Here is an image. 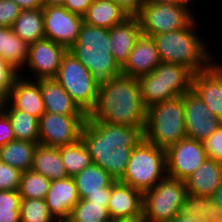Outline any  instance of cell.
<instances>
[{"mask_svg":"<svg viewBox=\"0 0 222 222\" xmlns=\"http://www.w3.org/2000/svg\"><path fill=\"white\" fill-rule=\"evenodd\" d=\"M81 139L93 164L118 181L126 171L132 150L144 139V129L87 119Z\"/></svg>","mask_w":222,"mask_h":222,"instance_id":"cell-1","label":"cell"},{"mask_svg":"<svg viewBox=\"0 0 222 222\" xmlns=\"http://www.w3.org/2000/svg\"><path fill=\"white\" fill-rule=\"evenodd\" d=\"M146 109L138 78L120 75L98 88L95 107L87 119L144 129Z\"/></svg>","mask_w":222,"mask_h":222,"instance_id":"cell-2","label":"cell"},{"mask_svg":"<svg viewBox=\"0 0 222 222\" xmlns=\"http://www.w3.org/2000/svg\"><path fill=\"white\" fill-rule=\"evenodd\" d=\"M92 74L98 88L122 75L121 67L111 54L109 29L82 24L76 42L67 50Z\"/></svg>","mask_w":222,"mask_h":222,"instance_id":"cell-3","label":"cell"},{"mask_svg":"<svg viewBox=\"0 0 222 222\" xmlns=\"http://www.w3.org/2000/svg\"><path fill=\"white\" fill-rule=\"evenodd\" d=\"M196 25L194 18L185 28L151 36L163 63L180 64L197 73L216 60L206 40L197 35Z\"/></svg>","mask_w":222,"mask_h":222,"instance_id":"cell-4","label":"cell"},{"mask_svg":"<svg viewBox=\"0 0 222 222\" xmlns=\"http://www.w3.org/2000/svg\"><path fill=\"white\" fill-rule=\"evenodd\" d=\"M187 137L183 95L146 109L144 139L166 149Z\"/></svg>","mask_w":222,"mask_h":222,"instance_id":"cell-5","label":"cell"},{"mask_svg":"<svg viewBox=\"0 0 222 222\" xmlns=\"http://www.w3.org/2000/svg\"><path fill=\"white\" fill-rule=\"evenodd\" d=\"M193 74L186 66L161 62L151 73L138 78L144 106L187 93L192 89Z\"/></svg>","mask_w":222,"mask_h":222,"instance_id":"cell-6","label":"cell"},{"mask_svg":"<svg viewBox=\"0 0 222 222\" xmlns=\"http://www.w3.org/2000/svg\"><path fill=\"white\" fill-rule=\"evenodd\" d=\"M167 176L166 151L145 139L133 150L120 182L144 193Z\"/></svg>","mask_w":222,"mask_h":222,"instance_id":"cell-7","label":"cell"},{"mask_svg":"<svg viewBox=\"0 0 222 222\" xmlns=\"http://www.w3.org/2000/svg\"><path fill=\"white\" fill-rule=\"evenodd\" d=\"M186 195L184 180L166 176L143 193L142 222H171L181 212Z\"/></svg>","mask_w":222,"mask_h":222,"instance_id":"cell-8","label":"cell"},{"mask_svg":"<svg viewBox=\"0 0 222 222\" xmlns=\"http://www.w3.org/2000/svg\"><path fill=\"white\" fill-rule=\"evenodd\" d=\"M55 79L88 116L94 109L98 97V87L92 79L91 72L67 51L62 57Z\"/></svg>","mask_w":222,"mask_h":222,"instance_id":"cell-9","label":"cell"},{"mask_svg":"<svg viewBox=\"0 0 222 222\" xmlns=\"http://www.w3.org/2000/svg\"><path fill=\"white\" fill-rule=\"evenodd\" d=\"M189 7L191 5L146 3L136 15L142 35L151 37L185 28L195 18Z\"/></svg>","mask_w":222,"mask_h":222,"instance_id":"cell-10","label":"cell"},{"mask_svg":"<svg viewBox=\"0 0 222 222\" xmlns=\"http://www.w3.org/2000/svg\"><path fill=\"white\" fill-rule=\"evenodd\" d=\"M87 117L45 112L39 119V144L59 148L78 141Z\"/></svg>","mask_w":222,"mask_h":222,"instance_id":"cell-11","label":"cell"},{"mask_svg":"<svg viewBox=\"0 0 222 222\" xmlns=\"http://www.w3.org/2000/svg\"><path fill=\"white\" fill-rule=\"evenodd\" d=\"M165 151L167 176L184 181L208 158L203 143L188 137Z\"/></svg>","mask_w":222,"mask_h":222,"instance_id":"cell-12","label":"cell"},{"mask_svg":"<svg viewBox=\"0 0 222 222\" xmlns=\"http://www.w3.org/2000/svg\"><path fill=\"white\" fill-rule=\"evenodd\" d=\"M43 23L45 38L64 46L67 50L76 42L83 17L64 6H44Z\"/></svg>","mask_w":222,"mask_h":222,"instance_id":"cell-13","label":"cell"},{"mask_svg":"<svg viewBox=\"0 0 222 222\" xmlns=\"http://www.w3.org/2000/svg\"><path fill=\"white\" fill-rule=\"evenodd\" d=\"M187 137L203 142L222 126L202 99L192 89L183 94Z\"/></svg>","mask_w":222,"mask_h":222,"instance_id":"cell-14","label":"cell"},{"mask_svg":"<svg viewBox=\"0 0 222 222\" xmlns=\"http://www.w3.org/2000/svg\"><path fill=\"white\" fill-rule=\"evenodd\" d=\"M67 49L48 38L40 39L28 46L25 67L35 73L33 80L55 78ZM35 78V79H34Z\"/></svg>","mask_w":222,"mask_h":222,"instance_id":"cell-15","label":"cell"},{"mask_svg":"<svg viewBox=\"0 0 222 222\" xmlns=\"http://www.w3.org/2000/svg\"><path fill=\"white\" fill-rule=\"evenodd\" d=\"M108 211L112 219L120 222H142L143 193L122 182L112 184Z\"/></svg>","mask_w":222,"mask_h":222,"instance_id":"cell-16","label":"cell"},{"mask_svg":"<svg viewBox=\"0 0 222 222\" xmlns=\"http://www.w3.org/2000/svg\"><path fill=\"white\" fill-rule=\"evenodd\" d=\"M192 90L213 114L222 120V65L216 60L206 69L193 74Z\"/></svg>","mask_w":222,"mask_h":222,"instance_id":"cell-17","label":"cell"},{"mask_svg":"<svg viewBox=\"0 0 222 222\" xmlns=\"http://www.w3.org/2000/svg\"><path fill=\"white\" fill-rule=\"evenodd\" d=\"M161 62L152 37L141 34L136 40L127 61L121 67L122 75L139 78L151 73Z\"/></svg>","mask_w":222,"mask_h":222,"instance_id":"cell-18","label":"cell"},{"mask_svg":"<svg viewBox=\"0 0 222 222\" xmlns=\"http://www.w3.org/2000/svg\"><path fill=\"white\" fill-rule=\"evenodd\" d=\"M19 74L12 84L8 103L15 109L27 112L38 119L45 113L40 80L33 81Z\"/></svg>","mask_w":222,"mask_h":222,"instance_id":"cell-19","label":"cell"},{"mask_svg":"<svg viewBox=\"0 0 222 222\" xmlns=\"http://www.w3.org/2000/svg\"><path fill=\"white\" fill-rule=\"evenodd\" d=\"M45 200L48 211L55 221L68 219L72 209L80 200L73 178L68 176L52 180Z\"/></svg>","mask_w":222,"mask_h":222,"instance_id":"cell-20","label":"cell"},{"mask_svg":"<svg viewBox=\"0 0 222 222\" xmlns=\"http://www.w3.org/2000/svg\"><path fill=\"white\" fill-rule=\"evenodd\" d=\"M140 21L137 16H129L123 22L109 29L111 54L122 67L141 35Z\"/></svg>","mask_w":222,"mask_h":222,"instance_id":"cell-21","label":"cell"},{"mask_svg":"<svg viewBox=\"0 0 222 222\" xmlns=\"http://www.w3.org/2000/svg\"><path fill=\"white\" fill-rule=\"evenodd\" d=\"M222 182V163L207 158L186 180L187 193L212 197Z\"/></svg>","mask_w":222,"mask_h":222,"instance_id":"cell-22","label":"cell"},{"mask_svg":"<svg viewBox=\"0 0 222 222\" xmlns=\"http://www.w3.org/2000/svg\"><path fill=\"white\" fill-rule=\"evenodd\" d=\"M45 112L60 115H86L55 78L40 79Z\"/></svg>","mask_w":222,"mask_h":222,"instance_id":"cell-23","label":"cell"},{"mask_svg":"<svg viewBox=\"0 0 222 222\" xmlns=\"http://www.w3.org/2000/svg\"><path fill=\"white\" fill-rule=\"evenodd\" d=\"M128 13L111 0H94L83 16L85 24L111 29L123 22Z\"/></svg>","mask_w":222,"mask_h":222,"instance_id":"cell-24","label":"cell"},{"mask_svg":"<svg viewBox=\"0 0 222 222\" xmlns=\"http://www.w3.org/2000/svg\"><path fill=\"white\" fill-rule=\"evenodd\" d=\"M31 170L42 174L50 181L68 177L59 148L41 144H38L34 151Z\"/></svg>","mask_w":222,"mask_h":222,"instance_id":"cell-25","label":"cell"},{"mask_svg":"<svg viewBox=\"0 0 222 222\" xmlns=\"http://www.w3.org/2000/svg\"><path fill=\"white\" fill-rule=\"evenodd\" d=\"M28 44L11 27H0V57L20 74L28 57Z\"/></svg>","mask_w":222,"mask_h":222,"instance_id":"cell-26","label":"cell"},{"mask_svg":"<svg viewBox=\"0 0 222 222\" xmlns=\"http://www.w3.org/2000/svg\"><path fill=\"white\" fill-rule=\"evenodd\" d=\"M77 187L79 199H86L90 194L104 193V188L116 180L100 166L92 164L72 177Z\"/></svg>","mask_w":222,"mask_h":222,"instance_id":"cell-27","label":"cell"},{"mask_svg":"<svg viewBox=\"0 0 222 222\" xmlns=\"http://www.w3.org/2000/svg\"><path fill=\"white\" fill-rule=\"evenodd\" d=\"M11 28L28 45L45 38L43 9L21 10Z\"/></svg>","mask_w":222,"mask_h":222,"instance_id":"cell-28","label":"cell"},{"mask_svg":"<svg viewBox=\"0 0 222 222\" xmlns=\"http://www.w3.org/2000/svg\"><path fill=\"white\" fill-rule=\"evenodd\" d=\"M3 112L8 117L15 140L39 143V119L27 112L15 110L8 102Z\"/></svg>","mask_w":222,"mask_h":222,"instance_id":"cell-29","label":"cell"},{"mask_svg":"<svg viewBox=\"0 0 222 222\" xmlns=\"http://www.w3.org/2000/svg\"><path fill=\"white\" fill-rule=\"evenodd\" d=\"M38 144L12 140L0 147V161L18 169L20 172L31 170L34 151Z\"/></svg>","mask_w":222,"mask_h":222,"instance_id":"cell-30","label":"cell"},{"mask_svg":"<svg viewBox=\"0 0 222 222\" xmlns=\"http://www.w3.org/2000/svg\"><path fill=\"white\" fill-rule=\"evenodd\" d=\"M181 212L198 217L203 222H222V214L212 197L187 193Z\"/></svg>","mask_w":222,"mask_h":222,"instance_id":"cell-31","label":"cell"},{"mask_svg":"<svg viewBox=\"0 0 222 222\" xmlns=\"http://www.w3.org/2000/svg\"><path fill=\"white\" fill-rule=\"evenodd\" d=\"M59 152L69 177L75 176L93 164L89 151L81 138L72 144L59 147Z\"/></svg>","mask_w":222,"mask_h":222,"instance_id":"cell-32","label":"cell"},{"mask_svg":"<svg viewBox=\"0 0 222 222\" xmlns=\"http://www.w3.org/2000/svg\"><path fill=\"white\" fill-rule=\"evenodd\" d=\"M51 181L40 173L27 170L21 173L19 194L22 199H45Z\"/></svg>","mask_w":222,"mask_h":222,"instance_id":"cell-33","label":"cell"},{"mask_svg":"<svg viewBox=\"0 0 222 222\" xmlns=\"http://www.w3.org/2000/svg\"><path fill=\"white\" fill-rule=\"evenodd\" d=\"M110 218L108 206L93 204L85 199L79 200L69 216L73 222H103Z\"/></svg>","mask_w":222,"mask_h":222,"instance_id":"cell-34","label":"cell"},{"mask_svg":"<svg viewBox=\"0 0 222 222\" xmlns=\"http://www.w3.org/2000/svg\"><path fill=\"white\" fill-rule=\"evenodd\" d=\"M21 222H58L50 215L45 199H22Z\"/></svg>","mask_w":222,"mask_h":222,"instance_id":"cell-35","label":"cell"},{"mask_svg":"<svg viewBox=\"0 0 222 222\" xmlns=\"http://www.w3.org/2000/svg\"><path fill=\"white\" fill-rule=\"evenodd\" d=\"M18 75V72L0 57V100L4 104L9 99L12 84Z\"/></svg>","mask_w":222,"mask_h":222,"instance_id":"cell-36","label":"cell"},{"mask_svg":"<svg viewBox=\"0 0 222 222\" xmlns=\"http://www.w3.org/2000/svg\"><path fill=\"white\" fill-rule=\"evenodd\" d=\"M21 173L18 169L0 161V190H19Z\"/></svg>","mask_w":222,"mask_h":222,"instance_id":"cell-37","label":"cell"},{"mask_svg":"<svg viewBox=\"0 0 222 222\" xmlns=\"http://www.w3.org/2000/svg\"><path fill=\"white\" fill-rule=\"evenodd\" d=\"M21 10L13 0H0V27H12Z\"/></svg>","mask_w":222,"mask_h":222,"instance_id":"cell-38","label":"cell"},{"mask_svg":"<svg viewBox=\"0 0 222 222\" xmlns=\"http://www.w3.org/2000/svg\"><path fill=\"white\" fill-rule=\"evenodd\" d=\"M202 143L208 158L222 163V126Z\"/></svg>","mask_w":222,"mask_h":222,"instance_id":"cell-39","label":"cell"},{"mask_svg":"<svg viewBox=\"0 0 222 222\" xmlns=\"http://www.w3.org/2000/svg\"><path fill=\"white\" fill-rule=\"evenodd\" d=\"M21 200L18 190H0V210H20Z\"/></svg>","mask_w":222,"mask_h":222,"instance_id":"cell-40","label":"cell"},{"mask_svg":"<svg viewBox=\"0 0 222 222\" xmlns=\"http://www.w3.org/2000/svg\"><path fill=\"white\" fill-rule=\"evenodd\" d=\"M15 140L11 123L4 112L0 113V147Z\"/></svg>","mask_w":222,"mask_h":222,"instance_id":"cell-41","label":"cell"},{"mask_svg":"<svg viewBox=\"0 0 222 222\" xmlns=\"http://www.w3.org/2000/svg\"><path fill=\"white\" fill-rule=\"evenodd\" d=\"M94 0H65L63 6L70 12L84 16Z\"/></svg>","mask_w":222,"mask_h":222,"instance_id":"cell-42","label":"cell"},{"mask_svg":"<svg viewBox=\"0 0 222 222\" xmlns=\"http://www.w3.org/2000/svg\"><path fill=\"white\" fill-rule=\"evenodd\" d=\"M125 10L129 16H136L146 4V0H111Z\"/></svg>","mask_w":222,"mask_h":222,"instance_id":"cell-43","label":"cell"},{"mask_svg":"<svg viewBox=\"0 0 222 222\" xmlns=\"http://www.w3.org/2000/svg\"><path fill=\"white\" fill-rule=\"evenodd\" d=\"M111 189L112 185L108 188H104V193L90 194L85 200L93 204L108 206L109 198L111 197Z\"/></svg>","mask_w":222,"mask_h":222,"instance_id":"cell-44","label":"cell"},{"mask_svg":"<svg viewBox=\"0 0 222 222\" xmlns=\"http://www.w3.org/2000/svg\"><path fill=\"white\" fill-rule=\"evenodd\" d=\"M0 222H21L20 210H0Z\"/></svg>","mask_w":222,"mask_h":222,"instance_id":"cell-45","label":"cell"},{"mask_svg":"<svg viewBox=\"0 0 222 222\" xmlns=\"http://www.w3.org/2000/svg\"><path fill=\"white\" fill-rule=\"evenodd\" d=\"M22 10L40 9L44 7L43 0H13Z\"/></svg>","mask_w":222,"mask_h":222,"instance_id":"cell-46","label":"cell"},{"mask_svg":"<svg viewBox=\"0 0 222 222\" xmlns=\"http://www.w3.org/2000/svg\"><path fill=\"white\" fill-rule=\"evenodd\" d=\"M196 0H146L148 4H179V5H189L190 3L195 2Z\"/></svg>","mask_w":222,"mask_h":222,"instance_id":"cell-47","label":"cell"},{"mask_svg":"<svg viewBox=\"0 0 222 222\" xmlns=\"http://www.w3.org/2000/svg\"><path fill=\"white\" fill-rule=\"evenodd\" d=\"M171 222H203L198 217L191 215H185L182 212H179Z\"/></svg>","mask_w":222,"mask_h":222,"instance_id":"cell-48","label":"cell"},{"mask_svg":"<svg viewBox=\"0 0 222 222\" xmlns=\"http://www.w3.org/2000/svg\"><path fill=\"white\" fill-rule=\"evenodd\" d=\"M212 198L215 205L219 208V211L222 214V182L221 185L213 193Z\"/></svg>","mask_w":222,"mask_h":222,"instance_id":"cell-49","label":"cell"},{"mask_svg":"<svg viewBox=\"0 0 222 222\" xmlns=\"http://www.w3.org/2000/svg\"><path fill=\"white\" fill-rule=\"evenodd\" d=\"M65 0H43L44 6H63Z\"/></svg>","mask_w":222,"mask_h":222,"instance_id":"cell-50","label":"cell"},{"mask_svg":"<svg viewBox=\"0 0 222 222\" xmlns=\"http://www.w3.org/2000/svg\"><path fill=\"white\" fill-rule=\"evenodd\" d=\"M4 103L0 100V113L3 112Z\"/></svg>","mask_w":222,"mask_h":222,"instance_id":"cell-51","label":"cell"},{"mask_svg":"<svg viewBox=\"0 0 222 222\" xmlns=\"http://www.w3.org/2000/svg\"><path fill=\"white\" fill-rule=\"evenodd\" d=\"M103 222H120V221L110 218V219L105 220Z\"/></svg>","mask_w":222,"mask_h":222,"instance_id":"cell-52","label":"cell"},{"mask_svg":"<svg viewBox=\"0 0 222 222\" xmlns=\"http://www.w3.org/2000/svg\"><path fill=\"white\" fill-rule=\"evenodd\" d=\"M60 222H73V221H71V220L68 218V219L63 220V221H60Z\"/></svg>","mask_w":222,"mask_h":222,"instance_id":"cell-53","label":"cell"}]
</instances>
